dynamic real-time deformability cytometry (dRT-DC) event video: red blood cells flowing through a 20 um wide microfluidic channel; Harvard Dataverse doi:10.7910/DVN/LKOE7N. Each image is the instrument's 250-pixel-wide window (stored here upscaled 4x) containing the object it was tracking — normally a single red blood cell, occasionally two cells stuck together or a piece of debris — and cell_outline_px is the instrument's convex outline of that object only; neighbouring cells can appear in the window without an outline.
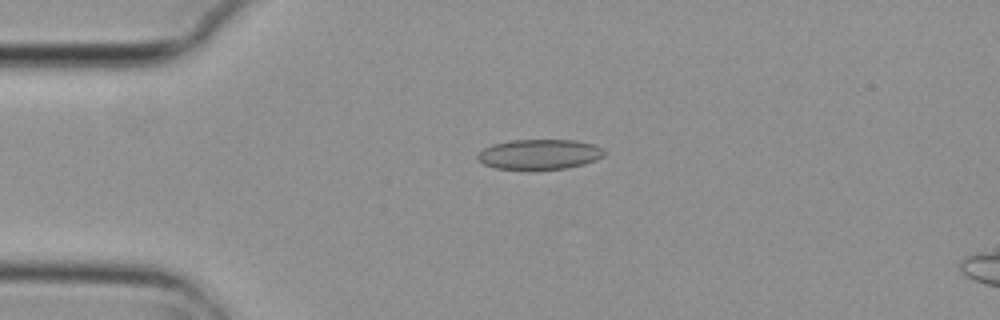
{"species": "common noctule bat (a hibernating species)", "species_latin": "Nyctalus noctula", "temperature_condition": "cold", "stored_images_in_passage": 4, "camera_frame_rate_fps": 3000, "um_per_image_px": 0.085, "animal": {"sex": "female", "body_mass_g": 29.2, "forearm_length_mm": 56.3}, "frame": {"image": 1, "passage_image": 2, "time_ms": 0.333, "image_size_px": [1000, 320], "cell_outline_px": [[604, 156], [596, 160], [584, 164], [564, 168], [496, 168], [484, 164], [476, 160], [476, 156], [484, 148], [492, 144], [512, 140], [576, 140], [596, 144], [604, 148]], "centroid_in_image_um": [45.88, 13.09], "position_along_channel_um": 39.1, "area_um2": 22.02}}